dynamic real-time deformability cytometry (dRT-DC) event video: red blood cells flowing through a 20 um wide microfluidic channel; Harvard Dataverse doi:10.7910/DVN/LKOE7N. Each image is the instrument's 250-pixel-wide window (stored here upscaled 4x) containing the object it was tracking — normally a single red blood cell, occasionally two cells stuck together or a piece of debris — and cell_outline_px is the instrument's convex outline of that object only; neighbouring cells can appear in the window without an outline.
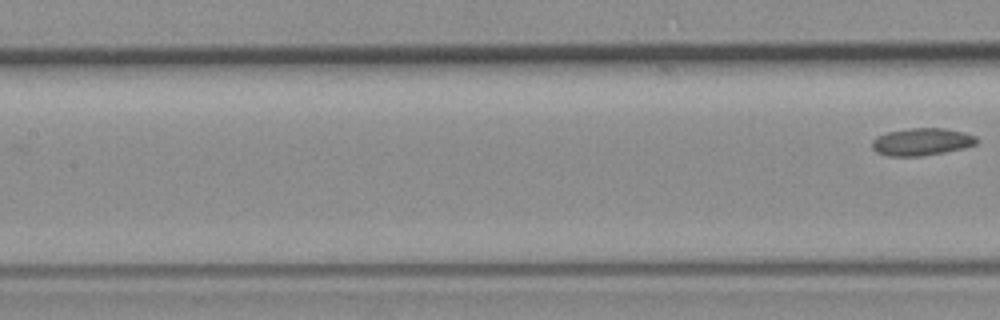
{"species": "common noctule bat (a hibernating species)", "species_latin": "Nyctalus noctula", "temperature_condition": "room temperature", "stored_images_in_passage": 6, "camera_frame_rate_fps": 3000, "um_per_image_px": 0.085, "animal": {"sex": "female", "body_mass_g": 19.3, "forearm_length_mm": 54.1}, "frame": {"image": 1, "passage_image": 6, "time_ms": 7.0, "image_size_px": [1000, 320], "cell_outline_px": [[976, 144], [964, 148], [944, 152], [920, 156], [888, 156], [876, 152], [872, 148], [872, 140], [876, 136], [888, 132], [912, 128], [944, 128], [964, 132], [976, 136]], "centroid_in_image_um": [78.32, 12.05], "position_along_channel_um": 129.1, "area_um2": 16.65}}